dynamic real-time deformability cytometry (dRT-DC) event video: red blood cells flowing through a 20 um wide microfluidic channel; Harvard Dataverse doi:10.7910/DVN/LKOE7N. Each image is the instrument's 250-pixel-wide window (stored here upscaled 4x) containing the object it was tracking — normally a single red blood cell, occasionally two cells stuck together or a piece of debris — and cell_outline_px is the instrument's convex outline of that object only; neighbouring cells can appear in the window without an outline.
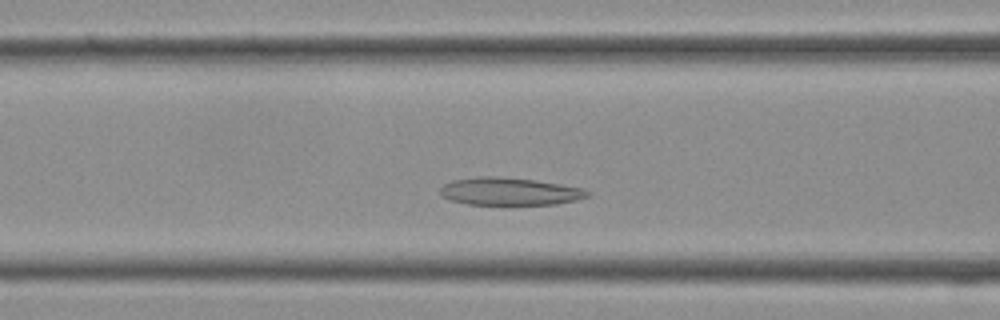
{"species": "Egyptian fruit bat (a non-hibernating species)", "species_latin": "Rousettus aegyptiacus", "temperature_condition": "cold", "stored_images_in_passage": 31, "camera_frame_rate_fps": 3000, "um_per_image_px": 0.085, "frame": {"image": 1, "passage_image": 8, "time_ms": 2.333, "image_size_px": [1000, 320], "cell_outline_px": [[592, 196], [576, 200], [556, 204], [468, 204], [452, 200], [440, 196], [440, 188], [444, 184], [452, 180], [480, 176], [496, 176], [536, 180], [584, 188], [592, 192]], "centroid_in_image_um": [43.36, 16.26], "position_along_channel_um": 123.2, "area_um2": 23.81}}
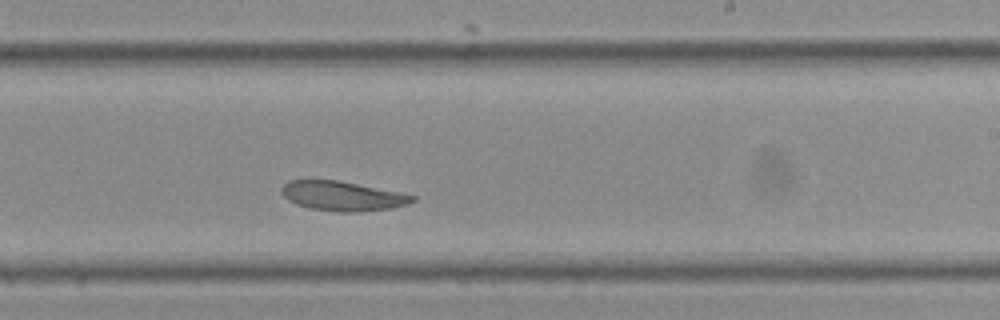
{"frame": {"image": 2, "passage_image": 16, "time_ms": 5.0, "image_size_px": [1000, 320], "cell_outline_px": [[416, 200], [408, 204], [392, 208], [356, 212], [340, 212], [308, 208], [296, 204], [288, 200], [280, 192], [280, 188], [288, 180], [340, 180], [416, 196]], "centroid_in_image_um": [29.08, 16.66], "position_along_channel_um": 259.9, "area_um2": 22.54}}
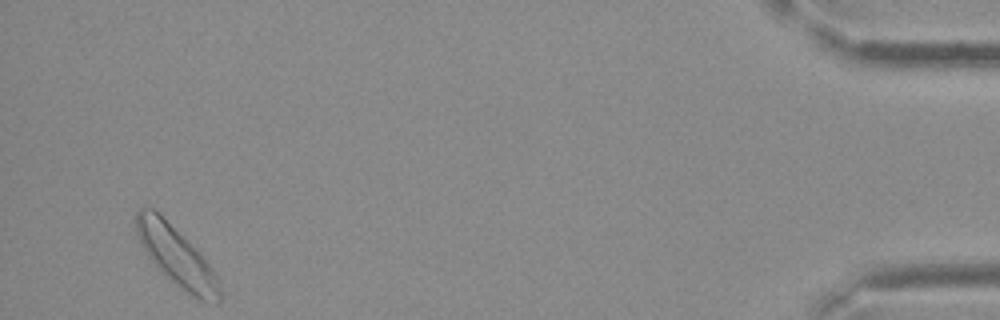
{"frame": {"image": 3, "passage_image": 30, "time_ms": 9.667, "image_size_px": [1000, 320], "cell_outline_px": [[220, 300], [216, 304], [200, 300], [176, 284], [160, 272], [148, 256], [140, 244], [136, 232], [136, 212], [140, 208], [152, 208], [208, 264], [216, 276], [220, 284]], "centroid_in_image_um": [14.96, 21.84], "position_along_channel_um": 420.2, "area_um2": 27.34}}